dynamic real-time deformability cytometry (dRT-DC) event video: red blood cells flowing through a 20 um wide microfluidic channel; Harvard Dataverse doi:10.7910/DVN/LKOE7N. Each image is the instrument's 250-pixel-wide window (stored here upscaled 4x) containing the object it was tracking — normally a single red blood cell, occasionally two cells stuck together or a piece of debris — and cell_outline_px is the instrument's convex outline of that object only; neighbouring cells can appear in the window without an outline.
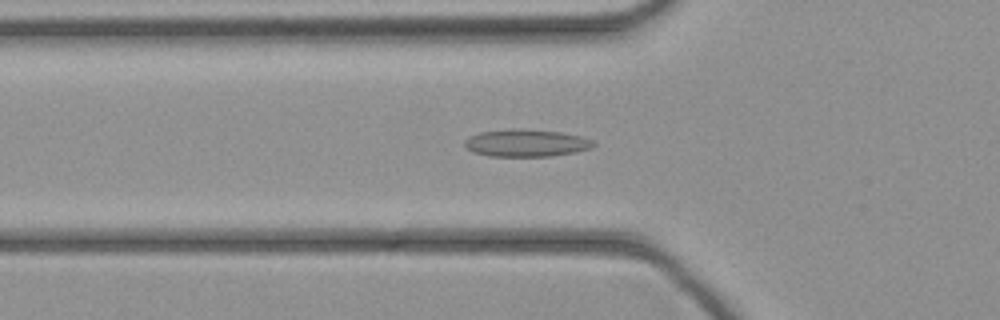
{"species": "common noctule bat (a hibernating species)", "species_latin": "Nyctalus noctula", "temperature_condition": "cold", "stored_images_in_passage": 24, "camera_frame_rate_fps": 3000, "um_per_image_px": 0.085, "animal": {"sex": "female", "body_mass_g": 21.9}, "frame": {"image": 1, "passage_image": 3, "time_ms": 0.667, "image_size_px": [1000, 320], "cell_outline_px": [[596, 144], [592, 148], [576, 152], [552, 156], [488, 156], [472, 152], [464, 144], [464, 140], [468, 136], [480, 132], [512, 128], [520, 128], [560, 132], [580, 136], [596, 140]], "centroid_in_image_um": [44.74, 12.15], "position_along_channel_um": 81.1, "area_um2": 20.81}}
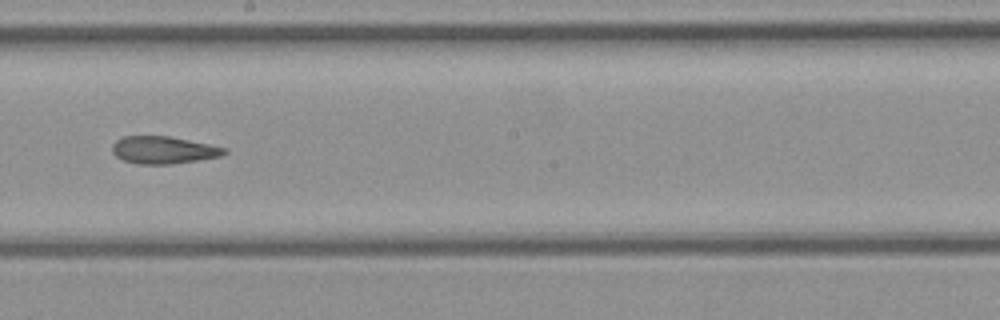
{"frame": {"image": 2, "passage_image": 13, "time_ms": 4.0, "image_size_px": [1000, 320], "cell_outline_px": [[228, 152], [220, 156], [172, 164], [136, 164], [124, 160], [116, 156], [112, 152], [112, 144], [116, 140], [124, 136], [168, 136], [228, 148]], "centroid_in_image_um": [13.87, 12.75], "position_along_channel_um": 234.3, "area_um2": 17.8}}
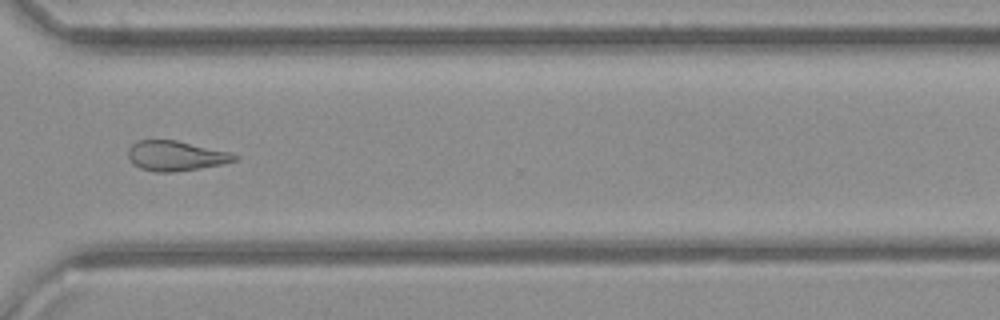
{"frame": {"image": 3, "passage_image": 21, "time_ms": 6.667, "image_size_px": [1000, 320], "cell_outline_px": [[240, 156], [236, 160], [224, 164], [172, 172], [156, 172], [140, 168], [132, 164], [128, 156], [128, 148], [136, 140], [176, 140], [228, 152]], "centroid_in_image_um": [14.9, 13.24], "position_along_channel_um": 355.7, "area_um2": 18.5}}